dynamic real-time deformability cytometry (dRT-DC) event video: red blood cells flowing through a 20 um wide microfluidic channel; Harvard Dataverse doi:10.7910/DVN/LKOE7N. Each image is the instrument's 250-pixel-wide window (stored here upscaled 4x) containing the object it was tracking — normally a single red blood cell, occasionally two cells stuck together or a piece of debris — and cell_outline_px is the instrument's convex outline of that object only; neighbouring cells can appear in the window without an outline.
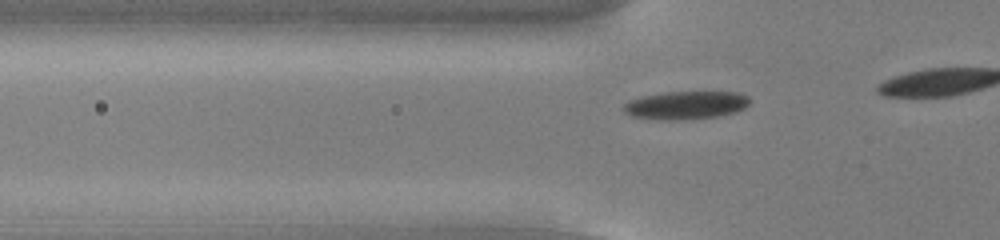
{"species": "common noctule bat (a hibernating species)", "species_latin": "Nyctalus noctula", "temperature_condition": "cold", "stored_images_in_passage": 12, "camera_frame_rate_fps": 3000, "um_per_image_px": 0.085, "animal": {"sex": "male", "body_mass_g": 13.0, "forearm_length_mm": 53.1}, "frame": {"image": 1, "passage_image": 6, "time_ms": 1.667, "image_size_px": [1000, 240], "cell_outline_px": [[752, 100], [744, 108], [736, 112], [720, 116], [684, 120], [660, 120], [632, 116], [624, 112], [620, 108], [628, 100], [644, 96], [664, 92], [736, 92], [748, 96]], "centroid_in_image_um": [58.29, 8.95], "position_along_channel_um": 67.5, "area_um2": 20.92}}
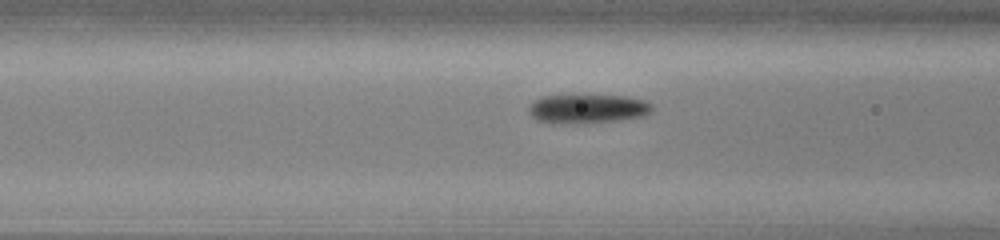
{"frame": {"image": 2, "passage_image": 10, "time_ms": 3.0, "image_size_px": [1000, 240], "cell_outline_px": [[652, 108], [644, 116], [616, 120], [552, 124], [536, 120], [528, 112], [528, 108], [536, 100], [544, 96], [572, 92], [624, 96], [644, 100], [652, 104]], "centroid_in_image_um": [49.88, 9.18], "position_along_channel_um": 116.7, "area_um2": 21.5}}